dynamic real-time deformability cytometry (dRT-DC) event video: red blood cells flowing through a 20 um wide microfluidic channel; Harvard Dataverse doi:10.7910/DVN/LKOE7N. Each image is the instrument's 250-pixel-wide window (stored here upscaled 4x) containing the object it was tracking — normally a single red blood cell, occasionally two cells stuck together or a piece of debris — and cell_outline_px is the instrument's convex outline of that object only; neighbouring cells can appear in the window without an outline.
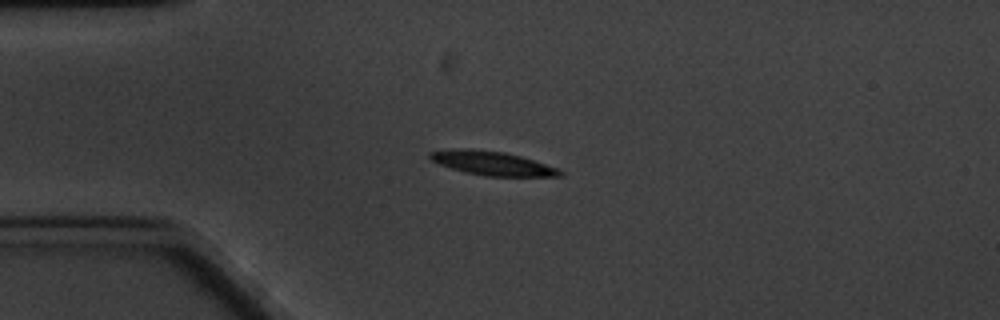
{"species": "common noctule bat (a hibernating species)", "species_latin": "Nyctalus noctula", "temperature_condition": "cold", "stored_images_in_passage": 5, "camera_frame_rate_fps": 3000, "um_per_image_px": 0.085, "animal": {"sex": "male", "body_mass_g": 20.1, "forearm_length_mm": 53.5}, "frame": {"image": 1, "passage_image": 4, "time_ms": 3.333, "image_size_px": [1000, 320], "cell_outline_px": [[564, 176], [484, 176], [452, 168], [440, 164], [432, 160], [428, 156], [428, 152], [452, 148], [468, 148], [504, 152], [520, 156], [556, 168], [564, 172]], "centroid_in_image_um": [41.8, 13.86], "position_along_channel_um": 43.2, "area_um2": 17.92}}